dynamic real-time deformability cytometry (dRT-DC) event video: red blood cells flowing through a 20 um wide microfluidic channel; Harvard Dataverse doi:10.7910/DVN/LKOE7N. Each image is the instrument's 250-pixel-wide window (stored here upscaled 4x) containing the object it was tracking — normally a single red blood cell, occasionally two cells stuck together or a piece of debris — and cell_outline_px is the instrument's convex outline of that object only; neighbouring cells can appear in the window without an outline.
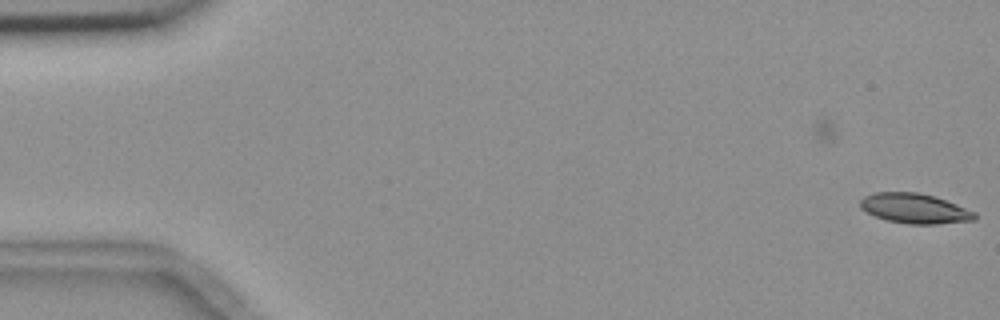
{"species": "common noctule bat (a hibernating species)", "species_latin": "Nyctalus noctula", "temperature_condition": "room temperature", "stored_images_in_passage": 23, "camera_frame_rate_fps": 3000, "um_per_image_px": 0.085, "animal": {"sex": "female", "body_mass_g": 18.4}, "frame": {"image": 1, "passage_image": 1, "time_ms": 0.0, "image_size_px": [1000, 320], "cell_outline_px": [[976, 220], [936, 224], [908, 224], [888, 220], [876, 216], [860, 208], [860, 200], [864, 196], [876, 192], [920, 192], [936, 196], [976, 212]], "centroid_in_image_um": [77.77, 17.71], "position_along_channel_um": 7.2, "area_um2": 20.0}}
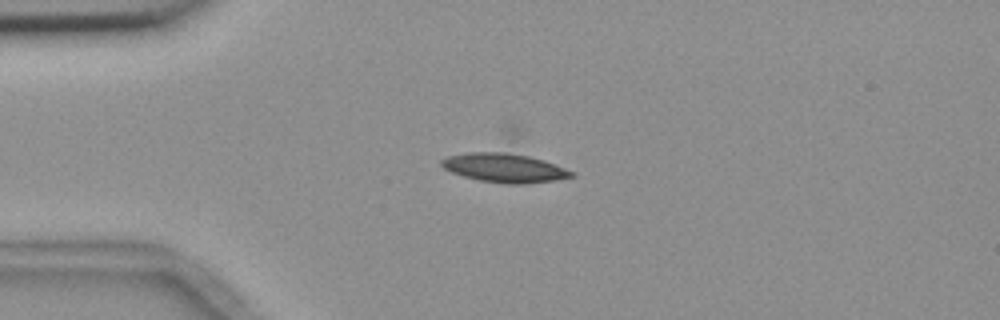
{"frame": {"image": 2, "passage_image": 14, "time_ms": 4.333, "image_size_px": [1000, 320], "cell_outline_px": [[576, 176], [552, 180], [524, 184], [508, 184], [480, 180], [464, 176], [452, 172], [444, 168], [440, 164], [440, 160], [448, 156], [468, 152], [512, 152], [544, 160], [576, 172]], "centroid_in_image_um": [42.89, 14.26], "position_along_channel_um": 42.1, "area_um2": 21.91}}
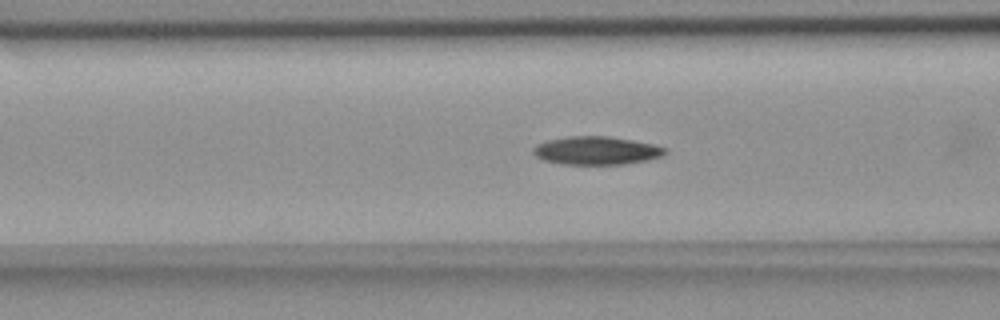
{"frame": {"image": 3, "passage_image": 22, "time_ms": 7.0, "image_size_px": [1000, 320], "cell_outline_px": [[668, 152], [664, 156], [648, 160], [624, 164], [564, 164], [544, 160], [536, 156], [532, 152], [532, 148], [536, 144], [548, 140], [572, 136], [608, 136], [632, 140], [652, 144], [668, 148]], "centroid_in_image_um": [50.73, 12.8], "position_along_channel_um": 115.9, "area_um2": 21.73}}